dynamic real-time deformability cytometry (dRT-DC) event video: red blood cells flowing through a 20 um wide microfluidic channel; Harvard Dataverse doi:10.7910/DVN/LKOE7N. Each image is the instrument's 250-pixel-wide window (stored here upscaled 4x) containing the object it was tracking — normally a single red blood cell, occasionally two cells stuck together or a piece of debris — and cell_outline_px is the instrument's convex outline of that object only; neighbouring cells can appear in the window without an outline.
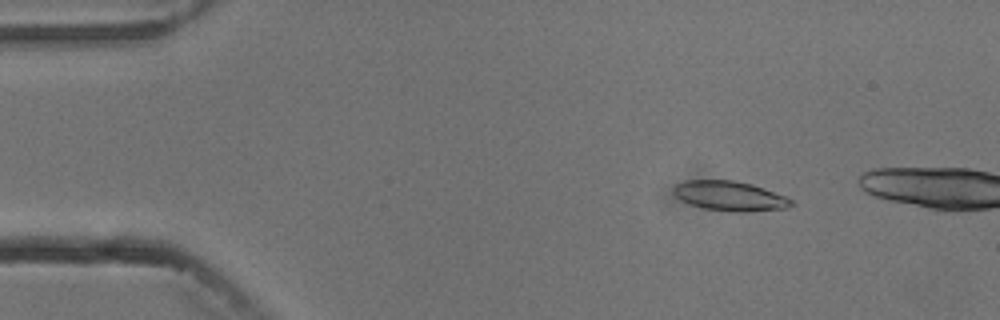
{"species": "common noctule bat (a hibernating species)", "species_latin": "Nyctalus noctula", "temperature_condition": "cold", "stored_images_in_passage": 3, "camera_frame_rate_fps": 3000, "um_per_image_px": 0.085, "animal": {"sex": "male", "body_mass_g": 13.3}, "frame": {"image": 1, "passage_image": 2, "time_ms": 1.333, "image_size_px": [1000, 320], "cell_outline_px": [[796, 204], [788, 208], [748, 212], [736, 212], [704, 208], [692, 204], [676, 196], [672, 192], [676, 184], [684, 180], [732, 180], [752, 184], [788, 196]], "centroid_in_image_um": [62.11, 16.66], "position_along_channel_um": 22.9, "area_um2": 20.46}}